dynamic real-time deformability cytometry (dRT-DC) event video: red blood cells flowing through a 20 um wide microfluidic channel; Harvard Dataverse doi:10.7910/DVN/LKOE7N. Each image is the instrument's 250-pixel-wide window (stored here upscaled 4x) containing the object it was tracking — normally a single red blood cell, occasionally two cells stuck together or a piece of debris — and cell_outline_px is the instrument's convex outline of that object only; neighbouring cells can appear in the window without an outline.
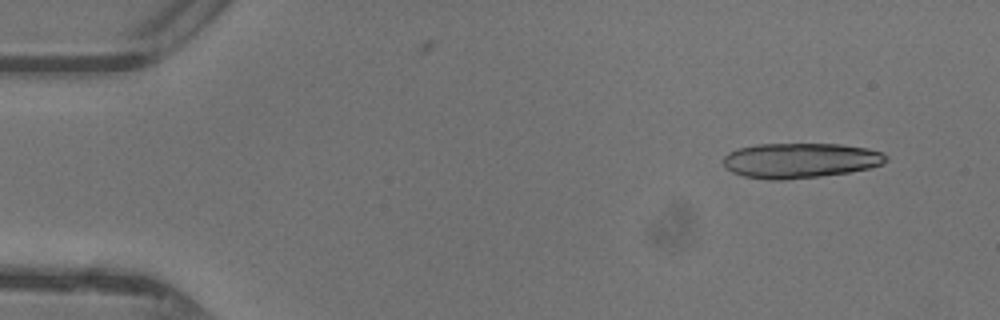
{"species": "common noctule bat (a hibernating species)", "species_latin": "Nyctalus noctula", "temperature_condition": "warm", "stored_images_in_passage": 13, "camera_frame_rate_fps": 3000, "um_per_image_px": 0.085, "animal": {"sex": "female"}, "frame": {"image": 1, "passage_image": 1, "time_ms": 0.0, "image_size_px": [1000, 320], "cell_outline_px": [[888, 160], [884, 164], [868, 168], [848, 172], [820, 176], [784, 180], [768, 180], [744, 176], [732, 172], [724, 164], [724, 156], [728, 152], [736, 148], [756, 144], [840, 144], [868, 148], [884, 152], [888, 156]], "centroid_in_image_um": [68.04, 13.63], "position_along_channel_um": 17.0, "area_um2": 33.47}}